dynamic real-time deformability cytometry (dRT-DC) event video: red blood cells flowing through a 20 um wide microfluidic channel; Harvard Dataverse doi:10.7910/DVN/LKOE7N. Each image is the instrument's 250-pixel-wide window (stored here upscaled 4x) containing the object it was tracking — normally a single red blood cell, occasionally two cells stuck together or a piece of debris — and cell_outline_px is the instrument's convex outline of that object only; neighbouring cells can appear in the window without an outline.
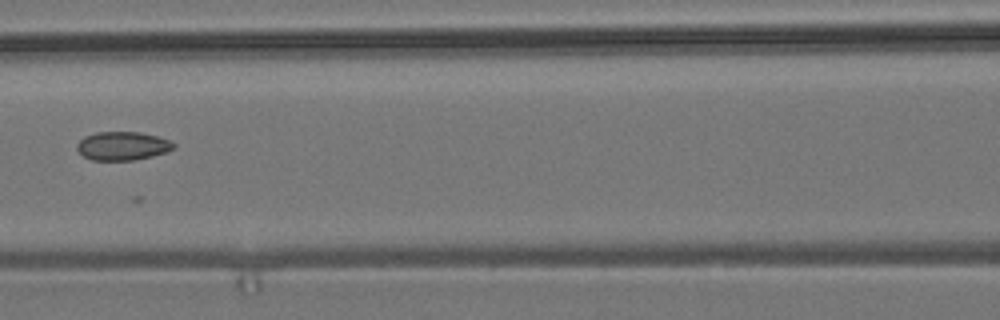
{"species": "common noctule bat (a hibernating species)", "species_latin": "Nyctalus noctula", "temperature_condition": "room temperature", "stored_images_in_passage": 11, "camera_frame_rate_fps": 3000, "um_per_image_px": 0.085, "animal": {"sex": "male", "body_mass_g": 19.2, "forearm_length_mm": 51.8}, "frame": {"image": 1, "passage_image": 7, "time_ms": 8.0, "image_size_px": [1000, 320], "cell_outline_px": [[176, 148], [168, 152], [152, 156], [132, 160], [92, 160], [84, 156], [76, 148], [76, 144], [84, 136], [96, 132], [140, 132], [156, 136], [168, 140], [176, 144]], "centroid_in_image_um": [10.43, 12.4], "position_along_channel_um": 156.2, "area_um2": 16.13}}
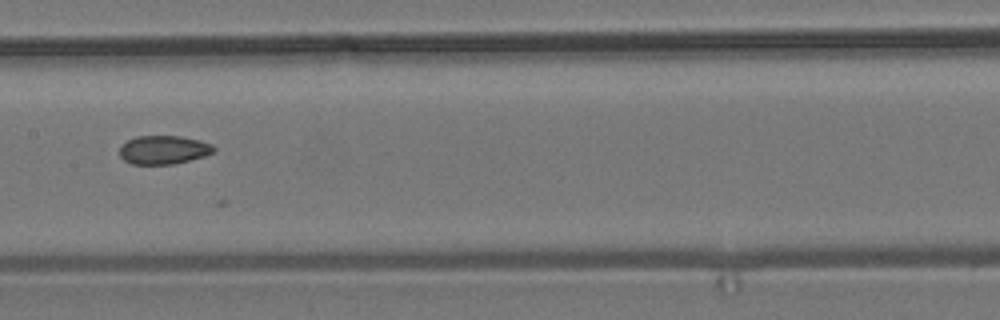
{"frame": {"image": 2, "passage_image": 8, "time_ms": 9.0, "image_size_px": [1000, 320], "cell_outline_px": [[216, 152], [204, 156], [172, 164], [132, 164], [124, 160], [120, 156], [120, 148], [128, 140], [136, 136], [180, 136], [200, 140], [212, 144], [216, 148]], "centroid_in_image_um": [13.94, 12.73], "position_along_channel_um": 193.5, "area_um2": 15.66}}
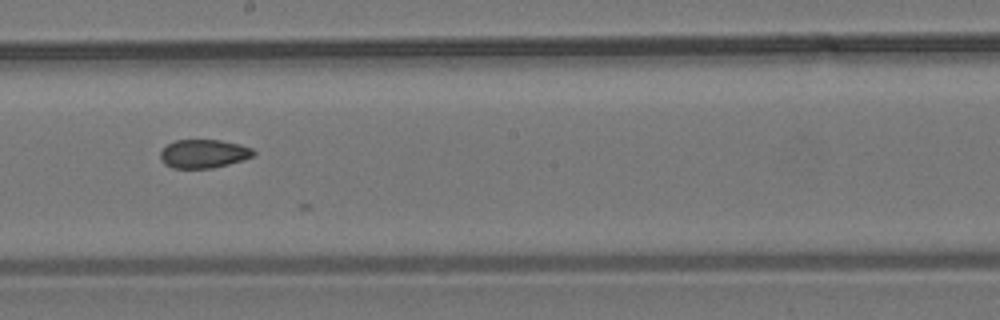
{"frame": {"image": 3, "passage_image": 9, "time_ms": 10.0, "image_size_px": [1000, 320], "cell_outline_px": [[256, 152], [252, 156], [228, 164], [212, 168], [172, 168], [164, 164], [160, 160], [160, 152], [168, 144], [176, 140], [220, 140], [240, 144], [252, 148]], "centroid_in_image_um": [17.28, 13.06], "position_along_channel_um": 230.9, "area_um2": 15.43}}